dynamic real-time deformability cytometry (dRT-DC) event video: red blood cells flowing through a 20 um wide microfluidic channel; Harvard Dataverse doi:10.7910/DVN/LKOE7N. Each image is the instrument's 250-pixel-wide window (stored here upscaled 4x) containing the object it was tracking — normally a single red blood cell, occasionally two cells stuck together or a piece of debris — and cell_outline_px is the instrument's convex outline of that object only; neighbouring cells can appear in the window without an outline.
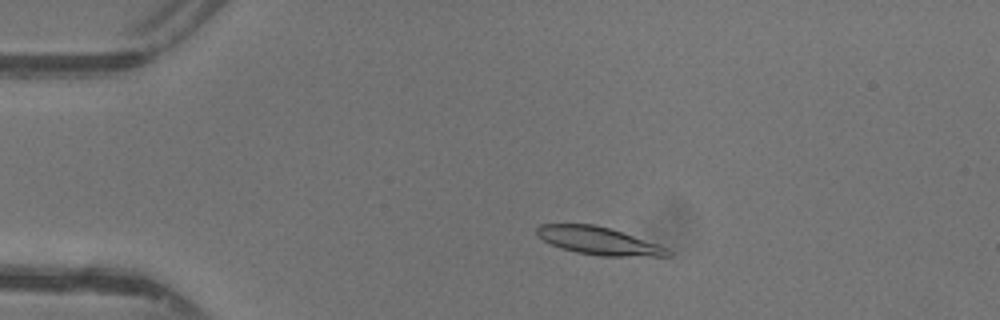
{"species": "common noctule bat (a hibernating species)", "species_latin": "Nyctalus noctula", "temperature_condition": "warm", "stored_images_in_passage": 46, "camera_frame_rate_fps": 3000, "um_per_image_px": 0.085, "animal": {"sex": "female"}, "frame": {"image": 1, "passage_image": 9, "time_ms": 2.667, "image_size_px": [1000, 320], "cell_outline_px": [[672, 256], [600, 256], [576, 252], [552, 244], [544, 240], [536, 232], [536, 228], [540, 224], [592, 224], [608, 228], [668, 248], [672, 252]], "centroid_in_image_um": [50.89, 20.48], "position_along_channel_um": 34.1, "area_um2": 20.63}}
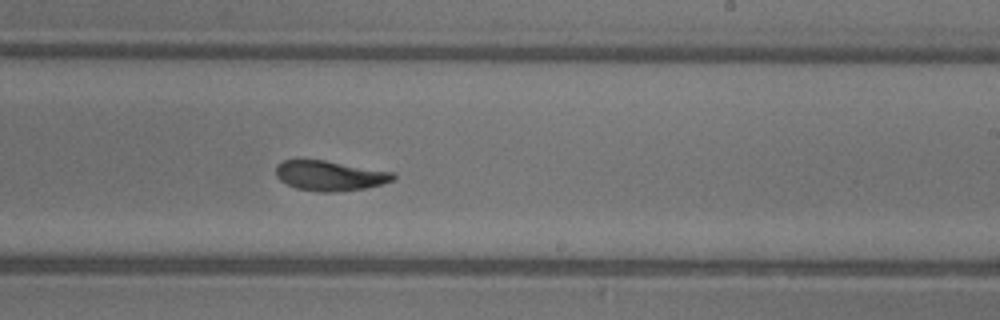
{"frame": {"image": 2, "passage_image": 28, "time_ms": 9.0, "image_size_px": [1000, 320], "cell_outline_px": [[396, 180], [384, 184], [364, 188], [332, 192], [320, 192], [296, 188], [280, 180], [276, 176], [276, 164], [284, 160], [324, 160], [396, 172]], "centroid_in_image_um": [28.09, 14.93], "position_along_channel_um": 260.9, "area_um2": 20.63}}
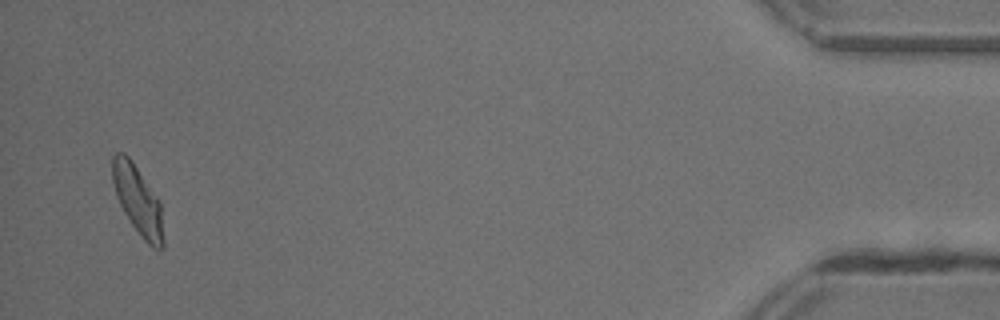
{"frame": {"image": 3, "passage_image": 45, "time_ms": 14.667, "image_size_px": [1000, 320], "cell_outline_px": [[164, 248], [152, 248], [144, 240], [132, 224], [124, 212], [116, 196], [112, 180], [112, 156], [116, 152], [124, 152], [128, 156], [160, 200], [164, 240]], "centroid_in_image_um": [11.72, 17.02], "position_along_channel_um": 423.5, "area_um2": 20.35}, "authors_computed_cell_mechanics": {"area_um2": 20.9814, "velocity_mm_per_s": 4.3683, "shape_relaxation_time_tau1_ms": 4.2111, "shape_relaxation_time_tau2_ms": 2.1407, "deformation_change_tau1": 0.1731, "deformation_change_tau2": 0.0855}}